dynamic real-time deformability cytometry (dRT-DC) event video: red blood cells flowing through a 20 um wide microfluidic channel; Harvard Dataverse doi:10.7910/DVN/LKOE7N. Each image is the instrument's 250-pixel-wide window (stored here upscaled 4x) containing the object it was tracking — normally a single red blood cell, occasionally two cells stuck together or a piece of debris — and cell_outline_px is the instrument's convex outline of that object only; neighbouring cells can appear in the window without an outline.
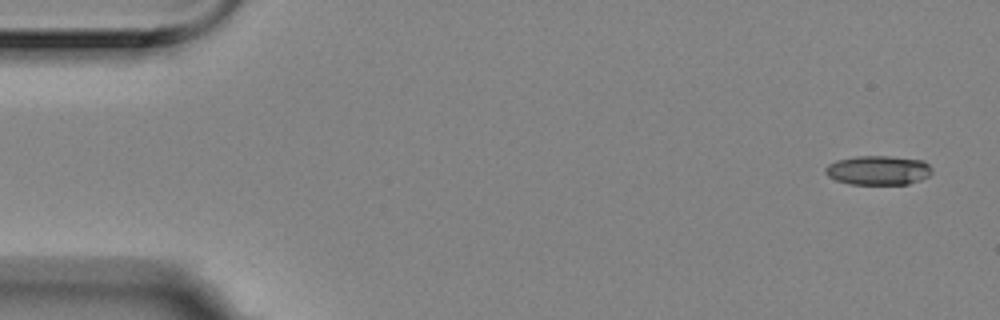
{"species": "Egyptian fruit bat (a non-hibernating species)", "species_latin": "Rousettus aegyptiacus", "temperature_condition": "room temperature", "stored_images_in_passage": 5, "camera_frame_rate_fps": 3000, "um_per_image_px": 0.085, "animal": {"sex": "female"}, "frame": {"image": 1, "passage_image": 1, "time_ms": 0.0, "image_size_px": [1000, 320], "cell_outline_px": [[932, 172], [928, 176], [920, 180], [908, 184], [848, 184], [836, 180], [828, 176], [824, 172], [824, 168], [828, 164], [836, 160], [856, 156], [888, 156], [924, 160], [932, 168]], "centroid_in_image_um": [74.63, 14.47], "position_along_channel_um": 10.4, "area_um2": 18.32}}
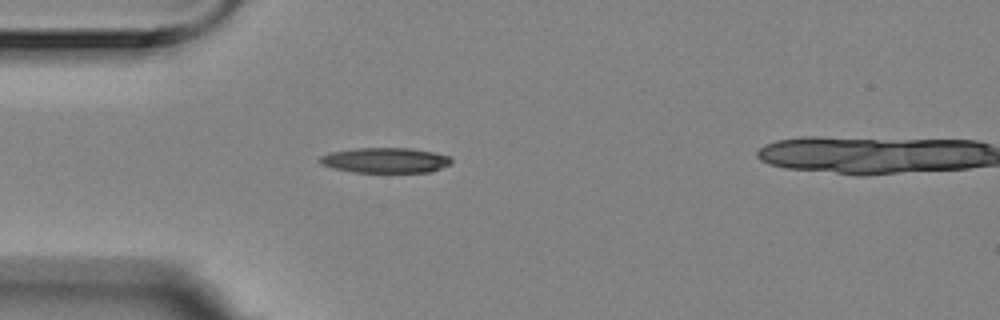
{"frame": {"image": 2, "passage_image": 4, "time_ms": 1.0, "image_size_px": [1000, 320], "cell_outline_px": [[452, 164], [432, 172], [352, 172], [332, 168], [320, 164], [316, 160], [320, 156], [332, 152], [356, 148], [412, 148], [432, 152], [448, 156], [452, 160]], "centroid_in_image_um": [32.73, 13.63], "position_along_channel_um": 52.3, "area_um2": 19.48}}